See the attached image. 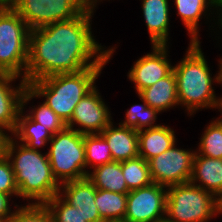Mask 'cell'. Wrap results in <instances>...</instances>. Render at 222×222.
Listing matches in <instances>:
<instances>
[{
	"label": "cell",
	"mask_w": 222,
	"mask_h": 222,
	"mask_svg": "<svg viewBox=\"0 0 222 222\" xmlns=\"http://www.w3.org/2000/svg\"><path fill=\"white\" fill-rule=\"evenodd\" d=\"M97 2L99 0H94L74 19L30 30L27 83L56 74L104 67L108 63L116 48L104 50L91 32L90 22Z\"/></svg>",
	"instance_id": "obj_1"
},
{
	"label": "cell",
	"mask_w": 222,
	"mask_h": 222,
	"mask_svg": "<svg viewBox=\"0 0 222 222\" xmlns=\"http://www.w3.org/2000/svg\"><path fill=\"white\" fill-rule=\"evenodd\" d=\"M103 67L79 73L56 74L28 83L22 95V108L33 98L45 97L46 103L67 124L80 100L96 85Z\"/></svg>",
	"instance_id": "obj_2"
},
{
	"label": "cell",
	"mask_w": 222,
	"mask_h": 222,
	"mask_svg": "<svg viewBox=\"0 0 222 222\" xmlns=\"http://www.w3.org/2000/svg\"><path fill=\"white\" fill-rule=\"evenodd\" d=\"M17 143V140L9 138L6 157L15 175L19 198L34 200V203L31 201L32 203L28 204L44 205L59 194L60 190V184L53 176L47 152L41 154V151L30 149L20 141Z\"/></svg>",
	"instance_id": "obj_3"
},
{
	"label": "cell",
	"mask_w": 222,
	"mask_h": 222,
	"mask_svg": "<svg viewBox=\"0 0 222 222\" xmlns=\"http://www.w3.org/2000/svg\"><path fill=\"white\" fill-rule=\"evenodd\" d=\"M203 54L200 41L190 42L185 57L173 66L179 104L185 106L188 115L191 116L199 109H216L218 102L212 87L213 82L218 83V74L214 79L211 77L210 68Z\"/></svg>",
	"instance_id": "obj_4"
},
{
	"label": "cell",
	"mask_w": 222,
	"mask_h": 222,
	"mask_svg": "<svg viewBox=\"0 0 222 222\" xmlns=\"http://www.w3.org/2000/svg\"><path fill=\"white\" fill-rule=\"evenodd\" d=\"M30 29L9 5L0 4V73L26 81Z\"/></svg>",
	"instance_id": "obj_5"
},
{
	"label": "cell",
	"mask_w": 222,
	"mask_h": 222,
	"mask_svg": "<svg viewBox=\"0 0 222 222\" xmlns=\"http://www.w3.org/2000/svg\"><path fill=\"white\" fill-rule=\"evenodd\" d=\"M219 214V200L186 182L167 187L165 219L170 222H207Z\"/></svg>",
	"instance_id": "obj_6"
},
{
	"label": "cell",
	"mask_w": 222,
	"mask_h": 222,
	"mask_svg": "<svg viewBox=\"0 0 222 222\" xmlns=\"http://www.w3.org/2000/svg\"><path fill=\"white\" fill-rule=\"evenodd\" d=\"M50 143L47 156L59 184L87 178L84 134L66 127L53 134Z\"/></svg>",
	"instance_id": "obj_7"
},
{
	"label": "cell",
	"mask_w": 222,
	"mask_h": 222,
	"mask_svg": "<svg viewBox=\"0 0 222 222\" xmlns=\"http://www.w3.org/2000/svg\"><path fill=\"white\" fill-rule=\"evenodd\" d=\"M94 0H11L10 6L30 30L74 19Z\"/></svg>",
	"instance_id": "obj_8"
},
{
	"label": "cell",
	"mask_w": 222,
	"mask_h": 222,
	"mask_svg": "<svg viewBox=\"0 0 222 222\" xmlns=\"http://www.w3.org/2000/svg\"><path fill=\"white\" fill-rule=\"evenodd\" d=\"M196 151L178 149L175 144L148 161L154 183L169 187L190 182Z\"/></svg>",
	"instance_id": "obj_9"
},
{
	"label": "cell",
	"mask_w": 222,
	"mask_h": 222,
	"mask_svg": "<svg viewBox=\"0 0 222 222\" xmlns=\"http://www.w3.org/2000/svg\"><path fill=\"white\" fill-rule=\"evenodd\" d=\"M166 188L153 182L129 191L123 222H159L165 219Z\"/></svg>",
	"instance_id": "obj_10"
},
{
	"label": "cell",
	"mask_w": 222,
	"mask_h": 222,
	"mask_svg": "<svg viewBox=\"0 0 222 222\" xmlns=\"http://www.w3.org/2000/svg\"><path fill=\"white\" fill-rule=\"evenodd\" d=\"M95 86L76 105L67 128L81 134H100L112 121L111 113ZM79 125L74 129V125Z\"/></svg>",
	"instance_id": "obj_11"
},
{
	"label": "cell",
	"mask_w": 222,
	"mask_h": 222,
	"mask_svg": "<svg viewBox=\"0 0 222 222\" xmlns=\"http://www.w3.org/2000/svg\"><path fill=\"white\" fill-rule=\"evenodd\" d=\"M153 51L137 60L128 72V78L135 84L136 92L152 86L173 71L168 60V45H152Z\"/></svg>",
	"instance_id": "obj_12"
},
{
	"label": "cell",
	"mask_w": 222,
	"mask_h": 222,
	"mask_svg": "<svg viewBox=\"0 0 222 222\" xmlns=\"http://www.w3.org/2000/svg\"><path fill=\"white\" fill-rule=\"evenodd\" d=\"M18 76L0 73V128L13 133L19 112L22 109V95L28 83L21 78L19 86L14 88L12 81ZM11 83V84H10Z\"/></svg>",
	"instance_id": "obj_13"
},
{
	"label": "cell",
	"mask_w": 222,
	"mask_h": 222,
	"mask_svg": "<svg viewBox=\"0 0 222 222\" xmlns=\"http://www.w3.org/2000/svg\"><path fill=\"white\" fill-rule=\"evenodd\" d=\"M97 188L88 178L60 184L59 195L70 205L81 209L88 222H104L95 205Z\"/></svg>",
	"instance_id": "obj_14"
},
{
	"label": "cell",
	"mask_w": 222,
	"mask_h": 222,
	"mask_svg": "<svg viewBox=\"0 0 222 222\" xmlns=\"http://www.w3.org/2000/svg\"><path fill=\"white\" fill-rule=\"evenodd\" d=\"M190 182L219 200L222 197V159L202 156L196 152Z\"/></svg>",
	"instance_id": "obj_15"
},
{
	"label": "cell",
	"mask_w": 222,
	"mask_h": 222,
	"mask_svg": "<svg viewBox=\"0 0 222 222\" xmlns=\"http://www.w3.org/2000/svg\"><path fill=\"white\" fill-rule=\"evenodd\" d=\"M109 144L113 161L122 162L139 156L138 131L130 127H113L111 122L100 133Z\"/></svg>",
	"instance_id": "obj_16"
},
{
	"label": "cell",
	"mask_w": 222,
	"mask_h": 222,
	"mask_svg": "<svg viewBox=\"0 0 222 222\" xmlns=\"http://www.w3.org/2000/svg\"><path fill=\"white\" fill-rule=\"evenodd\" d=\"M142 10L152 45H167L170 25L168 0H143Z\"/></svg>",
	"instance_id": "obj_17"
},
{
	"label": "cell",
	"mask_w": 222,
	"mask_h": 222,
	"mask_svg": "<svg viewBox=\"0 0 222 222\" xmlns=\"http://www.w3.org/2000/svg\"><path fill=\"white\" fill-rule=\"evenodd\" d=\"M174 2L177 14L180 16L183 25H185L188 34H190V42H199V19H202V14H207V11H210L214 6L217 11H220L217 13H220L218 23L222 27V0H175Z\"/></svg>",
	"instance_id": "obj_18"
},
{
	"label": "cell",
	"mask_w": 222,
	"mask_h": 222,
	"mask_svg": "<svg viewBox=\"0 0 222 222\" xmlns=\"http://www.w3.org/2000/svg\"><path fill=\"white\" fill-rule=\"evenodd\" d=\"M175 132L168 126L159 125L138 131L139 156L147 162L176 144Z\"/></svg>",
	"instance_id": "obj_19"
},
{
	"label": "cell",
	"mask_w": 222,
	"mask_h": 222,
	"mask_svg": "<svg viewBox=\"0 0 222 222\" xmlns=\"http://www.w3.org/2000/svg\"><path fill=\"white\" fill-rule=\"evenodd\" d=\"M149 107L156 109L159 113L179 105L177 94V81L174 72L158 80L155 84L141 90L138 93Z\"/></svg>",
	"instance_id": "obj_20"
},
{
	"label": "cell",
	"mask_w": 222,
	"mask_h": 222,
	"mask_svg": "<svg viewBox=\"0 0 222 222\" xmlns=\"http://www.w3.org/2000/svg\"><path fill=\"white\" fill-rule=\"evenodd\" d=\"M90 172V173H89ZM87 178L97 188L115 193H128L122 173V162L112 161L88 171Z\"/></svg>",
	"instance_id": "obj_21"
},
{
	"label": "cell",
	"mask_w": 222,
	"mask_h": 222,
	"mask_svg": "<svg viewBox=\"0 0 222 222\" xmlns=\"http://www.w3.org/2000/svg\"><path fill=\"white\" fill-rule=\"evenodd\" d=\"M23 108L19 112L16 127L12 133L28 148L38 151L39 147L45 146L52 139L53 133L47 127L33 121L27 114L24 115Z\"/></svg>",
	"instance_id": "obj_22"
},
{
	"label": "cell",
	"mask_w": 222,
	"mask_h": 222,
	"mask_svg": "<svg viewBox=\"0 0 222 222\" xmlns=\"http://www.w3.org/2000/svg\"><path fill=\"white\" fill-rule=\"evenodd\" d=\"M95 205L104 222H123L126 213L127 193L97 189Z\"/></svg>",
	"instance_id": "obj_23"
},
{
	"label": "cell",
	"mask_w": 222,
	"mask_h": 222,
	"mask_svg": "<svg viewBox=\"0 0 222 222\" xmlns=\"http://www.w3.org/2000/svg\"><path fill=\"white\" fill-rule=\"evenodd\" d=\"M84 148L86 169L113 161L109 144L101 134H84Z\"/></svg>",
	"instance_id": "obj_24"
},
{
	"label": "cell",
	"mask_w": 222,
	"mask_h": 222,
	"mask_svg": "<svg viewBox=\"0 0 222 222\" xmlns=\"http://www.w3.org/2000/svg\"><path fill=\"white\" fill-rule=\"evenodd\" d=\"M122 173L128 190H135L153 183L148 162L141 156L122 161Z\"/></svg>",
	"instance_id": "obj_25"
},
{
	"label": "cell",
	"mask_w": 222,
	"mask_h": 222,
	"mask_svg": "<svg viewBox=\"0 0 222 222\" xmlns=\"http://www.w3.org/2000/svg\"><path fill=\"white\" fill-rule=\"evenodd\" d=\"M197 153L210 158L222 159V122L211 121L201 136ZM199 151V152H198Z\"/></svg>",
	"instance_id": "obj_26"
},
{
	"label": "cell",
	"mask_w": 222,
	"mask_h": 222,
	"mask_svg": "<svg viewBox=\"0 0 222 222\" xmlns=\"http://www.w3.org/2000/svg\"><path fill=\"white\" fill-rule=\"evenodd\" d=\"M141 101L144 105H132L131 108L127 110L125 121L120 123L122 126L133 128L136 131L143 130L145 127L146 129H149L151 127L159 126L154 123L159 112L156 109L149 107L142 98Z\"/></svg>",
	"instance_id": "obj_27"
},
{
	"label": "cell",
	"mask_w": 222,
	"mask_h": 222,
	"mask_svg": "<svg viewBox=\"0 0 222 222\" xmlns=\"http://www.w3.org/2000/svg\"><path fill=\"white\" fill-rule=\"evenodd\" d=\"M44 205L51 215L52 222H88L81 209L70 205L59 194Z\"/></svg>",
	"instance_id": "obj_28"
},
{
	"label": "cell",
	"mask_w": 222,
	"mask_h": 222,
	"mask_svg": "<svg viewBox=\"0 0 222 222\" xmlns=\"http://www.w3.org/2000/svg\"><path fill=\"white\" fill-rule=\"evenodd\" d=\"M27 115L35 122L47 127L53 134L64 130L67 125L64 121L46 104L42 103L37 108H32Z\"/></svg>",
	"instance_id": "obj_29"
},
{
	"label": "cell",
	"mask_w": 222,
	"mask_h": 222,
	"mask_svg": "<svg viewBox=\"0 0 222 222\" xmlns=\"http://www.w3.org/2000/svg\"><path fill=\"white\" fill-rule=\"evenodd\" d=\"M7 222H52L45 205L27 204L16 208Z\"/></svg>",
	"instance_id": "obj_30"
},
{
	"label": "cell",
	"mask_w": 222,
	"mask_h": 222,
	"mask_svg": "<svg viewBox=\"0 0 222 222\" xmlns=\"http://www.w3.org/2000/svg\"><path fill=\"white\" fill-rule=\"evenodd\" d=\"M0 193L19 196L15 175L6 155L0 159Z\"/></svg>",
	"instance_id": "obj_31"
},
{
	"label": "cell",
	"mask_w": 222,
	"mask_h": 222,
	"mask_svg": "<svg viewBox=\"0 0 222 222\" xmlns=\"http://www.w3.org/2000/svg\"><path fill=\"white\" fill-rule=\"evenodd\" d=\"M10 197V195L0 193V219L2 221H7L14 213V211L11 212V208L9 206Z\"/></svg>",
	"instance_id": "obj_32"
},
{
	"label": "cell",
	"mask_w": 222,
	"mask_h": 222,
	"mask_svg": "<svg viewBox=\"0 0 222 222\" xmlns=\"http://www.w3.org/2000/svg\"><path fill=\"white\" fill-rule=\"evenodd\" d=\"M10 137L12 136H9L4 129L0 128V159L6 155V146Z\"/></svg>",
	"instance_id": "obj_33"
},
{
	"label": "cell",
	"mask_w": 222,
	"mask_h": 222,
	"mask_svg": "<svg viewBox=\"0 0 222 222\" xmlns=\"http://www.w3.org/2000/svg\"><path fill=\"white\" fill-rule=\"evenodd\" d=\"M219 62V70L220 71H218V83L220 84H222V59H220V61H218Z\"/></svg>",
	"instance_id": "obj_34"
},
{
	"label": "cell",
	"mask_w": 222,
	"mask_h": 222,
	"mask_svg": "<svg viewBox=\"0 0 222 222\" xmlns=\"http://www.w3.org/2000/svg\"><path fill=\"white\" fill-rule=\"evenodd\" d=\"M216 108L220 111L221 110V114H222V97L221 98H218V102H217V106ZM219 121L222 122V117L221 118H217Z\"/></svg>",
	"instance_id": "obj_35"
},
{
	"label": "cell",
	"mask_w": 222,
	"mask_h": 222,
	"mask_svg": "<svg viewBox=\"0 0 222 222\" xmlns=\"http://www.w3.org/2000/svg\"><path fill=\"white\" fill-rule=\"evenodd\" d=\"M222 214V197L219 199V214Z\"/></svg>",
	"instance_id": "obj_36"
},
{
	"label": "cell",
	"mask_w": 222,
	"mask_h": 222,
	"mask_svg": "<svg viewBox=\"0 0 222 222\" xmlns=\"http://www.w3.org/2000/svg\"><path fill=\"white\" fill-rule=\"evenodd\" d=\"M11 0H0V4H10Z\"/></svg>",
	"instance_id": "obj_37"
},
{
	"label": "cell",
	"mask_w": 222,
	"mask_h": 222,
	"mask_svg": "<svg viewBox=\"0 0 222 222\" xmlns=\"http://www.w3.org/2000/svg\"><path fill=\"white\" fill-rule=\"evenodd\" d=\"M159 222H170V221L163 219V220H160Z\"/></svg>",
	"instance_id": "obj_38"
}]
</instances>
